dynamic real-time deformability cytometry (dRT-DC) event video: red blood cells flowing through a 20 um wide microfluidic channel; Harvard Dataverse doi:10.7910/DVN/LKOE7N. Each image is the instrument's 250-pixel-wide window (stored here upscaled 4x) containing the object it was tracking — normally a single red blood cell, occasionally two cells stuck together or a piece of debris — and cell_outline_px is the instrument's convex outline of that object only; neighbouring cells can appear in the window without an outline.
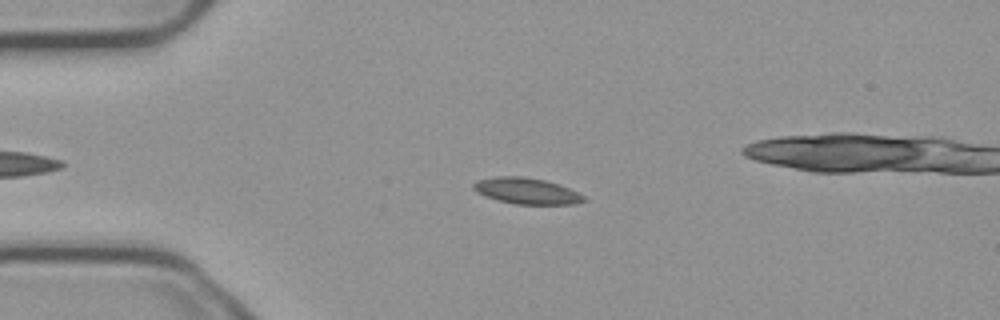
{"species": "common noctule bat (a hibernating species)", "species_latin": "Nyctalus noctula", "temperature_condition": "cold", "stored_images_in_passage": 44, "camera_frame_rate_fps": 3000, "um_per_image_px": 0.085, "animal": {"sex": "male", "body_mass_g": 23.1, "forearm_length_mm": 52.7}, "frame": {"image": 1, "passage_image": 14, "time_ms": 4.333, "image_size_px": [1000, 320], "cell_outline_px": [[588, 200], [572, 204], [512, 204], [484, 196], [476, 192], [472, 188], [472, 184], [476, 180], [496, 176], [524, 176], [544, 180], [560, 184], [584, 196]], "centroid_in_image_um": [44.71, 16.22], "position_along_channel_um": 40.3, "area_um2": 16.94}}
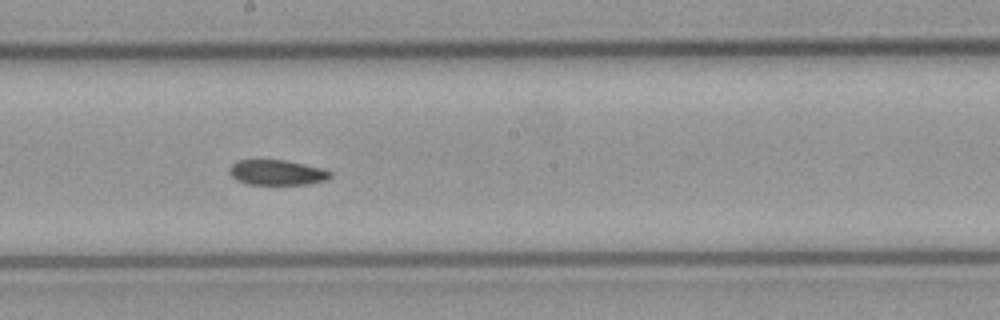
{"frame": {"image": 2, "passage_image": 31, "time_ms": 10.0, "image_size_px": [1000, 320], "cell_outline_px": [[332, 176], [328, 180], [308, 184], [248, 184], [236, 180], [228, 172], [228, 168], [236, 160], [284, 160], [320, 168], [332, 172]], "centroid_in_image_um": [23.52, 14.67], "position_along_channel_um": 224.7, "area_um2": 14.8}}
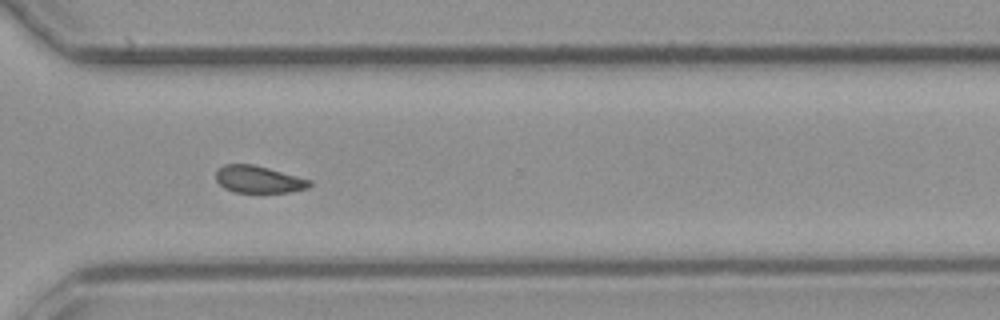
{"frame": {"image": 3, "passage_image": 41, "time_ms": 13.333, "image_size_px": [1000, 320], "cell_outline_px": [[312, 184], [308, 188], [288, 192], [236, 192], [224, 188], [216, 180], [216, 172], [224, 164], [252, 164], [268, 168], [312, 180]], "centroid_in_image_um": [21.99, 15.25], "position_along_channel_um": 348.6, "area_um2": 14.68}}